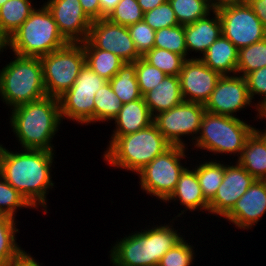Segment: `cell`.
I'll use <instances>...</instances> for the list:
<instances>
[{"label": "cell", "mask_w": 266, "mask_h": 266, "mask_svg": "<svg viewBox=\"0 0 266 266\" xmlns=\"http://www.w3.org/2000/svg\"><path fill=\"white\" fill-rule=\"evenodd\" d=\"M0 143V175L35 209L48 212L47 194L52 181L55 151L21 149L10 151ZM53 165V166H52Z\"/></svg>", "instance_id": "1"}, {"label": "cell", "mask_w": 266, "mask_h": 266, "mask_svg": "<svg viewBox=\"0 0 266 266\" xmlns=\"http://www.w3.org/2000/svg\"><path fill=\"white\" fill-rule=\"evenodd\" d=\"M174 219L164 224L148 225L131 232L111 244L109 251L112 266H158L163 255L185 236L174 228ZM172 221V222H171ZM151 227V228H150Z\"/></svg>", "instance_id": "2"}, {"label": "cell", "mask_w": 266, "mask_h": 266, "mask_svg": "<svg viewBox=\"0 0 266 266\" xmlns=\"http://www.w3.org/2000/svg\"><path fill=\"white\" fill-rule=\"evenodd\" d=\"M9 112L10 128L22 149L55 151L52 140L62 123L58 98L46 96Z\"/></svg>", "instance_id": "3"}, {"label": "cell", "mask_w": 266, "mask_h": 266, "mask_svg": "<svg viewBox=\"0 0 266 266\" xmlns=\"http://www.w3.org/2000/svg\"><path fill=\"white\" fill-rule=\"evenodd\" d=\"M109 139L102 156L104 161L113 168L132 171L133 174L172 146L154 123L135 133Z\"/></svg>", "instance_id": "4"}, {"label": "cell", "mask_w": 266, "mask_h": 266, "mask_svg": "<svg viewBox=\"0 0 266 266\" xmlns=\"http://www.w3.org/2000/svg\"><path fill=\"white\" fill-rule=\"evenodd\" d=\"M13 55L0 69V99L10 110L47 96L40 57Z\"/></svg>", "instance_id": "5"}, {"label": "cell", "mask_w": 266, "mask_h": 266, "mask_svg": "<svg viewBox=\"0 0 266 266\" xmlns=\"http://www.w3.org/2000/svg\"><path fill=\"white\" fill-rule=\"evenodd\" d=\"M69 42L60 33L51 12L43 3L8 38L9 52L20 56L42 57Z\"/></svg>", "instance_id": "6"}, {"label": "cell", "mask_w": 266, "mask_h": 266, "mask_svg": "<svg viewBox=\"0 0 266 266\" xmlns=\"http://www.w3.org/2000/svg\"><path fill=\"white\" fill-rule=\"evenodd\" d=\"M254 125H250L239 117L223 116L205 112L200 125L199 135L192 144L194 149L237 158L241 156L246 139L253 132ZM218 154V155H216Z\"/></svg>", "instance_id": "7"}, {"label": "cell", "mask_w": 266, "mask_h": 266, "mask_svg": "<svg viewBox=\"0 0 266 266\" xmlns=\"http://www.w3.org/2000/svg\"><path fill=\"white\" fill-rule=\"evenodd\" d=\"M187 150L189 151L183 146H171L163 154L156 156L137 173L140 189L164 203L174 192L180 175L187 168V162H182L188 158Z\"/></svg>", "instance_id": "8"}, {"label": "cell", "mask_w": 266, "mask_h": 266, "mask_svg": "<svg viewBox=\"0 0 266 266\" xmlns=\"http://www.w3.org/2000/svg\"><path fill=\"white\" fill-rule=\"evenodd\" d=\"M40 59L46 94L55 98H59L73 86L86 64L82 43H68Z\"/></svg>", "instance_id": "9"}, {"label": "cell", "mask_w": 266, "mask_h": 266, "mask_svg": "<svg viewBox=\"0 0 266 266\" xmlns=\"http://www.w3.org/2000/svg\"><path fill=\"white\" fill-rule=\"evenodd\" d=\"M205 112L204 104L183 101L178 106L155 115L153 123L172 146L188 148L191 144L188 145L184 139L189 137L187 139L192 141L190 143H194Z\"/></svg>", "instance_id": "10"}, {"label": "cell", "mask_w": 266, "mask_h": 266, "mask_svg": "<svg viewBox=\"0 0 266 266\" xmlns=\"http://www.w3.org/2000/svg\"><path fill=\"white\" fill-rule=\"evenodd\" d=\"M222 34L239 50L266 38L263 24L248 3L221 8Z\"/></svg>", "instance_id": "11"}, {"label": "cell", "mask_w": 266, "mask_h": 266, "mask_svg": "<svg viewBox=\"0 0 266 266\" xmlns=\"http://www.w3.org/2000/svg\"><path fill=\"white\" fill-rule=\"evenodd\" d=\"M253 103L245 77L235 74L223 75L218 79L215 89L204 106L207 112L236 118L237 112L245 111L246 107L255 109L256 106Z\"/></svg>", "instance_id": "12"}, {"label": "cell", "mask_w": 266, "mask_h": 266, "mask_svg": "<svg viewBox=\"0 0 266 266\" xmlns=\"http://www.w3.org/2000/svg\"><path fill=\"white\" fill-rule=\"evenodd\" d=\"M87 40L97 49L110 51L125 63H133L142 57L130 37L127 26L101 18L92 22Z\"/></svg>", "instance_id": "13"}, {"label": "cell", "mask_w": 266, "mask_h": 266, "mask_svg": "<svg viewBox=\"0 0 266 266\" xmlns=\"http://www.w3.org/2000/svg\"><path fill=\"white\" fill-rule=\"evenodd\" d=\"M255 180L237 161L225 162L222 184L209 202L208 215L224 218Z\"/></svg>", "instance_id": "14"}, {"label": "cell", "mask_w": 266, "mask_h": 266, "mask_svg": "<svg viewBox=\"0 0 266 266\" xmlns=\"http://www.w3.org/2000/svg\"><path fill=\"white\" fill-rule=\"evenodd\" d=\"M179 73L184 101L204 104L209 100L221 75L206 66L196 56H189ZM194 57V58H193Z\"/></svg>", "instance_id": "15"}, {"label": "cell", "mask_w": 266, "mask_h": 266, "mask_svg": "<svg viewBox=\"0 0 266 266\" xmlns=\"http://www.w3.org/2000/svg\"><path fill=\"white\" fill-rule=\"evenodd\" d=\"M44 4L69 43H81L88 38L93 21L85 14L79 0H47Z\"/></svg>", "instance_id": "16"}, {"label": "cell", "mask_w": 266, "mask_h": 266, "mask_svg": "<svg viewBox=\"0 0 266 266\" xmlns=\"http://www.w3.org/2000/svg\"><path fill=\"white\" fill-rule=\"evenodd\" d=\"M266 214V180H255L223 218L235 228L251 230Z\"/></svg>", "instance_id": "17"}, {"label": "cell", "mask_w": 266, "mask_h": 266, "mask_svg": "<svg viewBox=\"0 0 266 266\" xmlns=\"http://www.w3.org/2000/svg\"><path fill=\"white\" fill-rule=\"evenodd\" d=\"M167 202H179L180 206L183 207L181 213L179 212L174 216V219H178L187 211L193 212V214L195 210L208 213L209 203L204 198L197 173L191 166L187 167L180 175L174 192L164 203Z\"/></svg>", "instance_id": "18"}, {"label": "cell", "mask_w": 266, "mask_h": 266, "mask_svg": "<svg viewBox=\"0 0 266 266\" xmlns=\"http://www.w3.org/2000/svg\"><path fill=\"white\" fill-rule=\"evenodd\" d=\"M212 13L184 26L188 56L194 52L199 53L195 58H200L201 54L203 55L222 34V23L218 11L213 10Z\"/></svg>", "instance_id": "19"}, {"label": "cell", "mask_w": 266, "mask_h": 266, "mask_svg": "<svg viewBox=\"0 0 266 266\" xmlns=\"http://www.w3.org/2000/svg\"><path fill=\"white\" fill-rule=\"evenodd\" d=\"M153 119L143 96L124 103L117 116L112 120L116 128L112 129L110 137H120L145 129L153 123Z\"/></svg>", "instance_id": "20"}, {"label": "cell", "mask_w": 266, "mask_h": 266, "mask_svg": "<svg viewBox=\"0 0 266 266\" xmlns=\"http://www.w3.org/2000/svg\"><path fill=\"white\" fill-rule=\"evenodd\" d=\"M94 93L66 91L60 96V115L65 119L76 121L77 124L87 126L94 124Z\"/></svg>", "instance_id": "21"}, {"label": "cell", "mask_w": 266, "mask_h": 266, "mask_svg": "<svg viewBox=\"0 0 266 266\" xmlns=\"http://www.w3.org/2000/svg\"><path fill=\"white\" fill-rule=\"evenodd\" d=\"M143 98L153 117L178 106L184 101L179 76L166 75L161 83L145 93Z\"/></svg>", "instance_id": "22"}, {"label": "cell", "mask_w": 266, "mask_h": 266, "mask_svg": "<svg viewBox=\"0 0 266 266\" xmlns=\"http://www.w3.org/2000/svg\"><path fill=\"white\" fill-rule=\"evenodd\" d=\"M239 50L223 34L199 58L210 69L223 75H235Z\"/></svg>", "instance_id": "23"}, {"label": "cell", "mask_w": 266, "mask_h": 266, "mask_svg": "<svg viewBox=\"0 0 266 266\" xmlns=\"http://www.w3.org/2000/svg\"><path fill=\"white\" fill-rule=\"evenodd\" d=\"M235 160L255 179L266 180V142L255 130L246 139L241 156Z\"/></svg>", "instance_id": "24"}, {"label": "cell", "mask_w": 266, "mask_h": 266, "mask_svg": "<svg viewBox=\"0 0 266 266\" xmlns=\"http://www.w3.org/2000/svg\"><path fill=\"white\" fill-rule=\"evenodd\" d=\"M16 222L14 218L0 215V266H14L27 254L17 242L20 229Z\"/></svg>", "instance_id": "25"}, {"label": "cell", "mask_w": 266, "mask_h": 266, "mask_svg": "<svg viewBox=\"0 0 266 266\" xmlns=\"http://www.w3.org/2000/svg\"><path fill=\"white\" fill-rule=\"evenodd\" d=\"M86 57V64L100 77L109 81L125 62L110 51L95 48L87 39L81 42Z\"/></svg>", "instance_id": "26"}, {"label": "cell", "mask_w": 266, "mask_h": 266, "mask_svg": "<svg viewBox=\"0 0 266 266\" xmlns=\"http://www.w3.org/2000/svg\"><path fill=\"white\" fill-rule=\"evenodd\" d=\"M214 159V160H213ZM208 160H197L199 164L191 165L196 171L205 200L209 203L215 196L219 186L222 184L225 173V162L213 158ZM217 159V160H216Z\"/></svg>", "instance_id": "27"}, {"label": "cell", "mask_w": 266, "mask_h": 266, "mask_svg": "<svg viewBox=\"0 0 266 266\" xmlns=\"http://www.w3.org/2000/svg\"><path fill=\"white\" fill-rule=\"evenodd\" d=\"M34 0H8L0 7V31L9 38L36 8Z\"/></svg>", "instance_id": "28"}, {"label": "cell", "mask_w": 266, "mask_h": 266, "mask_svg": "<svg viewBox=\"0 0 266 266\" xmlns=\"http://www.w3.org/2000/svg\"><path fill=\"white\" fill-rule=\"evenodd\" d=\"M109 84L122 104L142 97L136 77V61L125 63L109 80Z\"/></svg>", "instance_id": "29"}, {"label": "cell", "mask_w": 266, "mask_h": 266, "mask_svg": "<svg viewBox=\"0 0 266 266\" xmlns=\"http://www.w3.org/2000/svg\"><path fill=\"white\" fill-rule=\"evenodd\" d=\"M94 124L112 121L121 109L122 103L112 90L109 81L96 91L94 98Z\"/></svg>", "instance_id": "30"}, {"label": "cell", "mask_w": 266, "mask_h": 266, "mask_svg": "<svg viewBox=\"0 0 266 266\" xmlns=\"http://www.w3.org/2000/svg\"><path fill=\"white\" fill-rule=\"evenodd\" d=\"M266 66V38L239 49L236 74H247Z\"/></svg>", "instance_id": "31"}, {"label": "cell", "mask_w": 266, "mask_h": 266, "mask_svg": "<svg viewBox=\"0 0 266 266\" xmlns=\"http://www.w3.org/2000/svg\"><path fill=\"white\" fill-rule=\"evenodd\" d=\"M179 25L192 24L213 11L212 7L203 0H168Z\"/></svg>", "instance_id": "32"}, {"label": "cell", "mask_w": 266, "mask_h": 266, "mask_svg": "<svg viewBox=\"0 0 266 266\" xmlns=\"http://www.w3.org/2000/svg\"><path fill=\"white\" fill-rule=\"evenodd\" d=\"M142 58L168 76H179L186 60L182 55L175 52L155 47L146 52Z\"/></svg>", "instance_id": "33"}, {"label": "cell", "mask_w": 266, "mask_h": 266, "mask_svg": "<svg viewBox=\"0 0 266 266\" xmlns=\"http://www.w3.org/2000/svg\"><path fill=\"white\" fill-rule=\"evenodd\" d=\"M154 47L165 49L189 59L185 44L184 26L162 28L155 32Z\"/></svg>", "instance_id": "34"}, {"label": "cell", "mask_w": 266, "mask_h": 266, "mask_svg": "<svg viewBox=\"0 0 266 266\" xmlns=\"http://www.w3.org/2000/svg\"><path fill=\"white\" fill-rule=\"evenodd\" d=\"M34 209L26 199L0 175V215L16 217L20 209Z\"/></svg>", "instance_id": "35"}, {"label": "cell", "mask_w": 266, "mask_h": 266, "mask_svg": "<svg viewBox=\"0 0 266 266\" xmlns=\"http://www.w3.org/2000/svg\"><path fill=\"white\" fill-rule=\"evenodd\" d=\"M143 17L144 12L137 0H120L106 18L112 23L129 26L142 21Z\"/></svg>", "instance_id": "36"}, {"label": "cell", "mask_w": 266, "mask_h": 266, "mask_svg": "<svg viewBox=\"0 0 266 266\" xmlns=\"http://www.w3.org/2000/svg\"><path fill=\"white\" fill-rule=\"evenodd\" d=\"M185 239L184 237L168 250L160 259L158 266H192L196 260L195 246Z\"/></svg>", "instance_id": "37"}, {"label": "cell", "mask_w": 266, "mask_h": 266, "mask_svg": "<svg viewBox=\"0 0 266 266\" xmlns=\"http://www.w3.org/2000/svg\"><path fill=\"white\" fill-rule=\"evenodd\" d=\"M165 76L164 72L146 62L142 57L136 60V77L142 96L161 83Z\"/></svg>", "instance_id": "38"}, {"label": "cell", "mask_w": 266, "mask_h": 266, "mask_svg": "<svg viewBox=\"0 0 266 266\" xmlns=\"http://www.w3.org/2000/svg\"><path fill=\"white\" fill-rule=\"evenodd\" d=\"M143 20L155 31L179 25L169 1L145 12Z\"/></svg>", "instance_id": "39"}, {"label": "cell", "mask_w": 266, "mask_h": 266, "mask_svg": "<svg viewBox=\"0 0 266 266\" xmlns=\"http://www.w3.org/2000/svg\"><path fill=\"white\" fill-rule=\"evenodd\" d=\"M138 53L143 56L154 48L155 30L144 20L127 26Z\"/></svg>", "instance_id": "40"}, {"label": "cell", "mask_w": 266, "mask_h": 266, "mask_svg": "<svg viewBox=\"0 0 266 266\" xmlns=\"http://www.w3.org/2000/svg\"><path fill=\"white\" fill-rule=\"evenodd\" d=\"M108 81L92 71L87 64L83 66L78 74L76 81L68 91L96 93L101 86Z\"/></svg>", "instance_id": "41"}, {"label": "cell", "mask_w": 266, "mask_h": 266, "mask_svg": "<svg viewBox=\"0 0 266 266\" xmlns=\"http://www.w3.org/2000/svg\"><path fill=\"white\" fill-rule=\"evenodd\" d=\"M245 79L251 101H255V95L261 96V100L254 103L257 107L266 99V66L247 74Z\"/></svg>", "instance_id": "42"}, {"label": "cell", "mask_w": 266, "mask_h": 266, "mask_svg": "<svg viewBox=\"0 0 266 266\" xmlns=\"http://www.w3.org/2000/svg\"><path fill=\"white\" fill-rule=\"evenodd\" d=\"M85 14L92 20L101 19V6L99 0H79Z\"/></svg>", "instance_id": "43"}, {"label": "cell", "mask_w": 266, "mask_h": 266, "mask_svg": "<svg viewBox=\"0 0 266 266\" xmlns=\"http://www.w3.org/2000/svg\"><path fill=\"white\" fill-rule=\"evenodd\" d=\"M248 4L253 9L266 31V0H249Z\"/></svg>", "instance_id": "44"}, {"label": "cell", "mask_w": 266, "mask_h": 266, "mask_svg": "<svg viewBox=\"0 0 266 266\" xmlns=\"http://www.w3.org/2000/svg\"><path fill=\"white\" fill-rule=\"evenodd\" d=\"M249 0H211V7L213 10H219L221 8L239 4L248 3Z\"/></svg>", "instance_id": "45"}, {"label": "cell", "mask_w": 266, "mask_h": 266, "mask_svg": "<svg viewBox=\"0 0 266 266\" xmlns=\"http://www.w3.org/2000/svg\"><path fill=\"white\" fill-rule=\"evenodd\" d=\"M101 6V18H106L120 0H99Z\"/></svg>", "instance_id": "46"}, {"label": "cell", "mask_w": 266, "mask_h": 266, "mask_svg": "<svg viewBox=\"0 0 266 266\" xmlns=\"http://www.w3.org/2000/svg\"><path fill=\"white\" fill-rule=\"evenodd\" d=\"M166 1L168 0H137L138 4L140 5L144 13L154 9L155 7L160 6Z\"/></svg>", "instance_id": "47"}, {"label": "cell", "mask_w": 266, "mask_h": 266, "mask_svg": "<svg viewBox=\"0 0 266 266\" xmlns=\"http://www.w3.org/2000/svg\"><path fill=\"white\" fill-rule=\"evenodd\" d=\"M14 266H43V263L39 264L38 260H35L33 256H31V253L29 252L20 260L18 261Z\"/></svg>", "instance_id": "48"}, {"label": "cell", "mask_w": 266, "mask_h": 266, "mask_svg": "<svg viewBox=\"0 0 266 266\" xmlns=\"http://www.w3.org/2000/svg\"><path fill=\"white\" fill-rule=\"evenodd\" d=\"M6 50H8V38L0 31V55Z\"/></svg>", "instance_id": "49"}, {"label": "cell", "mask_w": 266, "mask_h": 266, "mask_svg": "<svg viewBox=\"0 0 266 266\" xmlns=\"http://www.w3.org/2000/svg\"><path fill=\"white\" fill-rule=\"evenodd\" d=\"M266 126V125H265ZM254 130L264 139V141L266 142V127L265 129H259L254 127Z\"/></svg>", "instance_id": "50"}, {"label": "cell", "mask_w": 266, "mask_h": 266, "mask_svg": "<svg viewBox=\"0 0 266 266\" xmlns=\"http://www.w3.org/2000/svg\"><path fill=\"white\" fill-rule=\"evenodd\" d=\"M8 0H0V7L5 4Z\"/></svg>", "instance_id": "51"}, {"label": "cell", "mask_w": 266, "mask_h": 266, "mask_svg": "<svg viewBox=\"0 0 266 266\" xmlns=\"http://www.w3.org/2000/svg\"><path fill=\"white\" fill-rule=\"evenodd\" d=\"M203 1L207 2L211 6V0H203Z\"/></svg>", "instance_id": "52"}]
</instances>
